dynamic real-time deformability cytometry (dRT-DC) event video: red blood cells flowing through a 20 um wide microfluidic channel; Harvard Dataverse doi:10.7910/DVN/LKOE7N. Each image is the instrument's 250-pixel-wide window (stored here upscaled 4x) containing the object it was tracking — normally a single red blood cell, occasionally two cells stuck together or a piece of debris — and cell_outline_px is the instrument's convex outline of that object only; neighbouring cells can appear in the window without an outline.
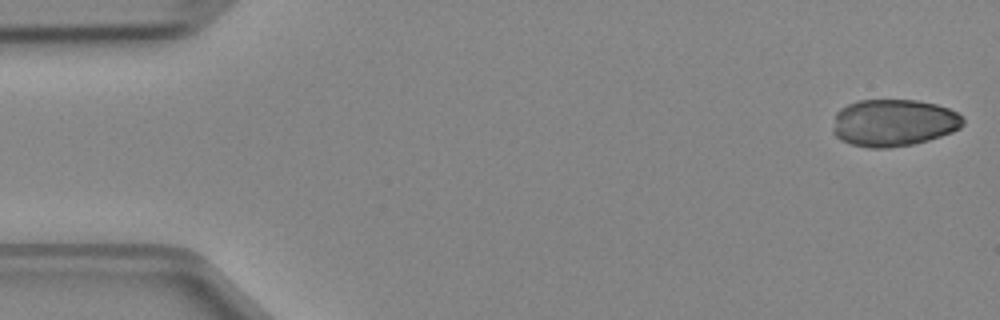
{"species": "Egyptian fruit bat (a non-hibernating species)", "species_latin": "Rousettus aegyptiacus", "temperature_condition": "cold", "stored_images_in_passage": 11, "camera_frame_rate_fps": 3000, "um_per_image_px": 0.085, "animal": {"sex": "female"}, "frame": {"image": 1, "passage_image": 1, "time_ms": 0.0, "image_size_px": [1000, 320], "cell_outline_px": [[964, 124], [960, 128], [952, 132], [928, 140], [912, 144], [888, 148], [872, 148], [852, 144], [840, 140], [832, 132], [832, 128], [836, 112], [840, 108], [856, 100], [916, 100], [936, 104], [948, 108], [964, 116]], "centroid_in_image_um": [75.95, 10.43], "position_along_channel_um": 9.1, "area_um2": 35.95}}